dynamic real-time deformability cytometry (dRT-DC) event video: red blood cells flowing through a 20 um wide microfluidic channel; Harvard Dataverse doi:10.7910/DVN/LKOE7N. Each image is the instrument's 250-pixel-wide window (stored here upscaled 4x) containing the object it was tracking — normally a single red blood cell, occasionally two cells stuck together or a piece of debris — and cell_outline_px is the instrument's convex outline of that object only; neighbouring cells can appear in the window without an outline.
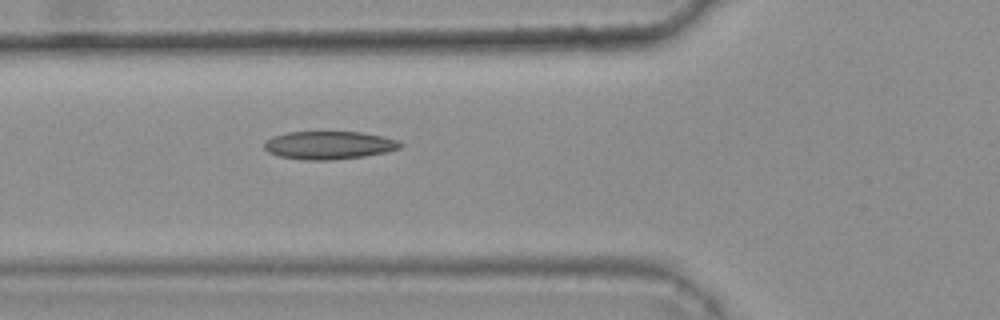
{"species": "common noctule bat (a hibernating species)", "species_latin": "Nyctalus noctula", "temperature_condition": "warm", "stored_images_in_passage": 42, "camera_frame_rate_fps": 3000, "um_per_image_px": 0.085, "animal": {"sex": "female", "body_mass_g": 25.1}, "frame": {"image": 1, "passage_image": 13, "time_ms": 4.0, "image_size_px": [1000, 320], "cell_outline_px": [[404, 144], [400, 148], [384, 152], [364, 156], [332, 160], [304, 160], [280, 156], [268, 152], [264, 148], [264, 144], [272, 136], [288, 132], [360, 132], [400, 140]], "centroid_in_image_um": [27.97, 12.34], "position_along_channel_um": 97.8, "area_um2": 22.14}, "authors_computed_cell_mechanics": {"area_um2": 21.3282, "velocity_mm_per_s": 3.7076, "shape_relaxation_time_tau1_ms": null, "shape_relaxation_time_tau2_ms": 5.6082, "deformation_change_tau1": null, "deformation_change_tau2": 0.1264}}